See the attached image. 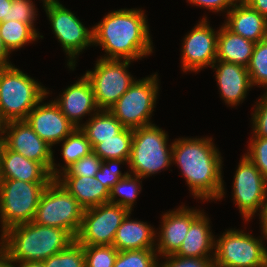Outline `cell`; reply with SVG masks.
<instances>
[{"label":"cell","instance_id":"1","mask_svg":"<svg viewBox=\"0 0 267 267\" xmlns=\"http://www.w3.org/2000/svg\"><path fill=\"white\" fill-rule=\"evenodd\" d=\"M172 163L179 166L194 198L210 201L225 195L222 157L212 138H178L172 143Z\"/></svg>","mask_w":267,"mask_h":267},{"label":"cell","instance_id":"2","mask_svg":"<svg viewBox=\"0 0 267 267\" xmlns=\"http://www.w3.org/2000/svg\"><path fill=\"white\" fill-rule=\"evenodd\" d=\"M147 16L142 9H119L94 25L93 46L105 50L103 59L132 60L153 53Z\"/></svg>","mask_w":267,"mask_h":267},{"label":"cell","instance_id":"3","mask_svg":"<svg viewBox=\"0 0 267 267\" xmlns=\"http://www.w3.org/2000/svg\"><path fill=\"white\" fill-rule=\"evenodd\" d=\"M0 237V247L11 263L42 262L75 241L67 230L42 226L33 221L12 226Z\"/></svg>","mask_w":267,"mask_h":267},{"label":"cell","instance_id":"4","mask_svg":"<svg viewBox=\"0 0 267 267\" xmlns=\"http://www.w3.org/2000/svg\"><path fill=\"white\" fill-rule=\"evenodd\" d=\"M48 94L45 86L15 65L0 67V118L4 123L25 120Z\"/></svg>","mask_w":267,"mask_h":267},{"label":"cell","instance_id":"5","mask_svg":"<svg viewBox=\"0 0 267 267\" xmlns=\"http://www.w3.org/2000/svg\"><path fill=\"white\" fill-rule=\"evenodd\" d=\"M168 134L154 123L133 129L130 174L150 177L172 165V143L167 146ZM170 146V147H169Z\"/></svg>","mask_w":267,"mask_h":267},{"label":"cell","instance_id":"6","mask_svg":"<svg viewBox=\"0 0 267 267\" xmlns=\"http://www.w3.org/2000/svg\"><path fill=\"white\" fill-rule=\"evenodd\" d=\"M49 183L0 179L1 233L12 226L33 221L41 195Z\"/></svg>","mask_w":267,"mask_h":267},{"label":"cell","instance_id":"7","mask_svg":"<svg viewBox=\"0 0 267 267\" xmlns=\"http://www.w3.org/2000/svg\"><path fill=\"white\" fill-rule=\"evenodd\" d=\"M84 208L55 178L41 195L34 223L67 230L74 238L81 226Z\"/></svg>","mask_w":267,"mask_h":267},{"label":"cell","instance_id":"8","mask_svg":"<svg viewBox=\"0 0 267 267\" xmlns=\"http://www.w3.org/2000/svg\"><path fill=\"white\" fill-rule=\"evenodd\" d=\"M157 74L135 80L130 88L109 109L125 128H139L151 125L159 83Z\"/></svg>","mask_w":267,"mask_h":267},{"label":"cell","instance_id":"9","mask_svg":"<svg viewBox=\"0 0 267 267\" xmlns=\"http://www.w3.org/2000/svg\"><path fill=\"white\" fill-rule=\"evenodd\" d=\"M215 267H264L267 247L263 237L258 239L243 230L228 229L215 238Z\"/></svg>","mask_w":267,"mask_h":267},{"label":"cell","instance_id":"10","mask_svg":"<svg viewBox=\"0 0 267 267\" xmlns=\"http://www.w3.org/2000/svg\"><path fill=\"white\" fill-rule=\"evenodd\" d=\"M43 7L52 32L69 58L67 65L74 70L77 56L87 47L93 46V28H86L75 13L64 7L59 0H44Z\"/></svg>","mask_w":267,"mask_h":267},{"label":"cell","instance_id":"11","mask_svg":"<svg viewBox=\"0 0 267 267\" xmlns=\"http://www.w3.org/2000/svg\"><path fill=\"white\" fill-rule=\"evenodd\" d=\"M93 71L84 74L91 83L99 110H109L136 79L129 73L131 60L99 58Z\"/></svg>","mask_w":267,"mask_h":267},{"label":"cell","instance_id":"12","mask_svg":"<svg viewBox=\"0 0 267 267\" xmlns=\"http://www.w3.org/2000/svg\"><path fill=\"white\" fill-rule=\"evenodd\" d=\"M129 212L110 202L85 209L75 240L81 245H112L117 229Z\"/></svg>","mask_w":267,"mask_h":267},{"label":"cell","instance_id":"13","mask_svg":"<svg viewBox=\"0 0 267 267\" xmlns=\"http://www.w3.org/2000/svg\"><path fill=\"white\" fill-rule=\"evenodd\" d=\"M232 197L243 220L250 221L260 212L267 197V179L244 154L234 175Z\"/></svg>","mask_w":267,"mask_h":267},{"label":"cell","instance_id":"14","mask_svg":"<svg viewBox=\"0 0 267 267\" xmlns=\"http://www.w3.org/2000/svg\"><path fill=\"white\" fill-rule=\"evenodd\" d=\"M218 33L219 30L214 31L205 17L185 35L181 50V66L184 72H198L214 64Z\"/></svg>","mask_w":267,"mask_h":267},{"label":"cell","instance_id":"15","mask_svg":"<svg viewBox=\"0 0 267 267\" xmlns=\"http://www.w3.org/2000/svg\"><path fill=\"white\" fill-rule=\"evenodd\" d=\"M2 135L1 142L8 149L41 163L51 174L55 161L52 146L42 140L25 120L4 123Z\"/></svg>","mask_w":267,"mask_h":267},{"label":"cell","instance_id":"16","mask_svg":"<svg viewBox=\"0 0 267 267\" xmlns=\"http://www.w3.org/2000/svg\"><path fill=\"white\" fill-rule=\"evenodd\" d=\"M44 100L43 98L29 112L25 121L42 140L54 146L63 141L76 127L53 100L48 103H44Z\"/></svg>","mask_w":267,"mask_h":267},{"label":"cell","instance_id":"17","mask_svg":"<svg viewBox=\"0 0 267 267\" xmlns=\"http://www.w3.org/2000/svg\"><path fill=\"white\" fill-rule=\"evenodd\" d=\"M182 206V207H181ZM179 208L167 211L162 215V224L156 238V252L162 258L175 254L190 228L191 223L202 213L203 210L188 208L181 205Z\"/></svg>","mask_w":267,"mask_h":267},{"label":"cell","instance_id":"18","mask_svg":"<svg viewBox=\"0 0 267 267\" xmlns=\"http://www.w3.org/2000/svg\"><path fill=\"white\" fill-rule=\"evenodd\" d=\"M61 94L59 98L53 101L76 128L82 126L80 120L82 121L84 116L89 113L88 116L90 115L91 117L99 110L91 83L84 74Z\"/></svg>","mask_w":267,"mask_h":267},{"label":"cell","instance_id":"19","mask_svg":"<svg viewBox=\"0 0 267 267\" xmlns=\"http://www.w3.org/2000/svg\"><path fill=\"white\" fill-rule=\"evenodd\" d=\"M216 71V81L225 104L237 106L244 101L252 86L247 67L216 60L211 66Z\"/></svg>","mask_w":267,"mask_h":267},{"label":"cell","instance_id":"20","mask_svg":"<svg viewBox=\"0 0 267 267\" xmlns=\"http://www.w3.org/2000/svg\"><path fill=\"white\" fill-rule=\"evenodd\" d=\"M0 179L22 180L24 182H51L54 178L39 162L0 144Z\"/></svg>","mask_w":267,"mask_h":267},{"label":"cell","instance_id":"21","mask_svg":"<svg viewBox=\"0 0 267 267\" xmlns=\"http://www.w3.org/2000/svg\"><path fill=\"white\" fill-rule=\"evenodd\" d=\"M226 18L223 25L234 34L254 43L267 38V19L243 0L236 2Z\"/></svg>","mask_w":267,"mask_h":267},{"label":"cell","instance_id":"22","mask_svg":"<svg viewBox=\"0 0 267 267\" xmlns=\"http://www.w3.org/2000/svg\"><path fill=\"white\" fill-rule=\"evenodd\" d=\"M129 212L117 229L113 246L118 251L155 249L157 230L147 222L130 219Z\"/></svg>","mask_w":267,"mask_h":267},{"label":"cell","instance_id":"23","mask_svg":"<svg viewBox=\"0 0 267 267\" xmlns=\"http://www.w3.org/2000/svg\"><path fill=\"white\" fill-rule=\"evenodd\" d=\"M209 221L203 211L191 223L181 247L174 255L191 258H214L215 238L212 231H210L211 225Z\"/></svg>","mask_w":267,"mask_h":267},{"label":"cell","instance_id":"24","mask_svg":"<svg viewBox=\"0 0 267 267\" xmlns=\"http://www.w3.org/2000/svg\"><path fill=\"white\" fill-rule=\"evenodd\" d=\"M55 179L77 199L84 210L109 202L110 190L95 176H57Z\"/></svg>","mask_w":267,"mask_h":267},{"label":"cell","instance_id":"25","mask_svg":"<svg viewBox=\"0 0 267 267\" xmlns=\"http://www.w3.org/2000/svg\"><path fill=\"white\" fill-rule=\"evenodd\" d=\"M255 43L234 34L224 25L221 26L217 38L216 60L248 66Z\"/></svg>","mask_w":267,"mask_h":267},{"label":"cell","instance_id":"26","mask_svg":"<svg viewBox=\"0 0 267 267\" xmlns=\"http://www.w3.org/2000/svg\"><path fill=\"white\" fill-rule=\"evenodd\" d=\"M80 129L90 141L92 149L103 140L120 134L125 127L109 110H98Z\"/></svg>","mask_w":267,"mask_h":267},{"label":"cell","instance_id":"27","mask_svg":"<svg viewBox=\"0 0 267 267\" xmlns=\"http://www.w3.org/2000/svg\"><path fill=\"white\" fill-rule=\"evenodd\" d=\"M61 155L64 159V166L58 169L54 162L51 166V176L56 178L71 164L88 155L93 151L90 141L80 128H75L63 141Z\"/></svg>","mask_w":267,"mask_h":267},{"label":"cell","instance_id":"28","mask_svg":"<svg viewBox=\"0 0 267 267\" xmlns=\"http://www.w3.org/2000/svg\"><path fill=\"white\" fill-rule=\"evenodd\" d=\"M0 36L4 46L10 53L22 48L27 43L43 38L29 24L19 21L0 22Z\"/></svg>","mask_w":267,"mask_h":267},{"label":"cell","instance_id":"29","mask_svg":"<svg viewBox=\"0 0 267 267\" xmlns=\"http://www.w3.org/2000/svg\"><path fill=\"white\" fill-rule=\"evenodd\" d=\"M133 141V129L125 128L117 136L103 140L93 148L102 161L122 159L129 162Z\"/></svg>","mask_w":267,"mask_h":267},{"label":"cell","instance_id":"30","mask_svg":"<svg viewBox=\"0 0 267 267\" xmlns=\"http://www.w3.org/2000/svg\"><path fill=\"white\" fill-rule=\"evenodd\" d=\"M141 180V181H140ZM141 177L130 173L119 180L110 190L109 202L119 204L132 212V206L142 190ZM120 197V198H118Z\"/></svg>","mask_w":267,"mask_h":267},{"label":"cell","instance_id":"31","mask_svg":"<svg viewBox=\"0 0 267 267\" xmlns=\"http://www.w3.org/2000/svg\"><path fill=\"white\" fill-rule=\"evenodd\" d=\"M247 70L252 86L258 85L267 89V38L255 43Z\"/></svg>","mask_w":267,"mask_h":267},{"label":"cell","instance_id":"32","mask_svg":"<svg viewBox=\"0 0 267 267\" xmlns=\"http://www.w3.org/2000/svg\"><path fill=\"white\" fill-rule=\"evenodd\" d=\"M155 249L118 251L113 267H158Z\"/></svg>","mask_w":267,"mask_h":267},{"label":"cell","instance_id":"33","mask_svg":"<svg viewBox=\"0 0 267 267\" xmlns=\"http://www.w3.org/2000/svg\"><path fill=\"white\" fill-rule=\"evenodd\" d=\"M42 263L44 267H86L83 245L75 240Z\"/></svg>","mask_w":267,"mask_h":267},{"label":"cell","instance_id":"34","mask_svg":"<svg viewBox=\"0 0 267 267\" xmlns=\"http://www.w3.org/2000/svg\"><path fill=\"white\" fill-rule=\"evenodd\" d=\"M86 267H113L118 250L113 245H83Z\"/></svg>","mask_w":267,"mask_h":267},{"label":"cell","instance_id":"35","mask_svg":"<svg viewBox=\"0 0 267 267\" xmlns=\"http://www.w3.org/2000/svg\"><path fill=\"white\" fill-rule=\"evenodd\" d=\"M101 163V158L92 151L88 155L71 164L58 176L92 177L95 176L100 169Z\"/></svg>","mask_w":267,"mask_h":267},{"label":"cell","instance_id":"36","mask_svg":"<svg viewBox=\"0 0 267 267\" xmlns=\"http://www.w3.org/2000/svg\"><path fill=\"white\" fill-rule=\"evenodd\" d=\"M124 162L128 165V161L122 159L102 161L100 169L95 174V178L111 190L121 178L126 177L130 173L129 171L121 173L120 165L124 164Z\"/></svg>","mask_w":267,"mask_h":267},{"label":"cell","instance_id":"37","mask_svg":"<svg viewBox=\"0 0 267 267\" xmlns=\"http://www.w3.org/2000/svg\"><path fill=\"white\" fill-rule=\"evenodd\" d=\"M35 4L32 0H13L11 4V9L9 12V21H19L25 24H29L34 30V21L36 20V10Z\"/></svg>","mask_w":267,"mask_h":267},{"label":"cell","instance_id":"38","mask_svg":"<svg viewBox=\"0 0 267 267\" xmlns=\"http://www.w3.org/2000/svg\"><path fill=\"white\" fill-rule=\"evenodd\" d=\"M245 154L267 179V138L252 136Z\"/></svg>","mask_w":267,"mask_h":267},{"label":"cell","instance_id":"39","mask_svg":"<svg viewBox=\"0 0 267 267\" xmlns=\"http://www.w3.org/2000/svg\"><path fill=\"white\" fill-rule=\"evenodd\" d=\"M255 103L254 113L251 114L253 134L255 137L267 138V91Z\"/></svg>","mask_w":267,"mask_h":267},{"label":"cell","instance_id":"40","mask_svg":"<svg viewBox=\"0 0 267 267\" xmlns=\"http://www.w3.org/2000/svg\"><path fill=\"white\" fill-rule=\"evenodd\" d=\"M165 262L158 267H215L213 258L180 257L174 254L163 257Z\"/></svg>","mask_w":267,"mask_h":267},{"label":"cell","instance_id":"41","mask_svg":"<svg viewBox=\"0 0 267 267\" xmlns=\"http://www.w3.org/2000/svg\"><path fill=\"white\" fill-rule=\"evenodd\" d=\"M237 1L238 0H188L190 4L206 8L212 12H224L226 10V13Z\"/></svg>","mask_w":267,"mask_h":267},{"label":"cell","instance_id":"42","mask_svg":"<svg viewBox=\"0 0 267 267\" xmlns=\"http://www.w3.org/2000/svg\"><path fill=\"white\" fill-rule=\"evenodd\" d=\"M267 19V0H243Z\"/></svg>","mask_w":267,"mask_h":267},{"label":"cell","instance_id":"43","mask_svg":"<svg viewBox=\"0 0 267 267\" xmlns=\"http://www.w3.org/2000/svg\"><path fill=\"white\" fill-rule=\"evenodd\" d=\"M258 215H259L260 223L262 224L261 234H263V238H265L264 240H267V197L265 201L263 202V205L260 210V214Z\"/></svg>","mask_w":267,"mask_h":267},{"label":"cell","instance_id":"44","mask_svg":"<svg viewBox=\"0 0 267 267\" xmlns=\"http://www.w3.org/2000/svg\"><path fill=\"white\" fill-rule=\"evenodd\" d=\"M13 0H0V22L9 21V12Z\"/></svg>","mask_w":267,"mask_h":267},{"label":"cell","instance_id":"45","mask_svg":"<svg viewBox=\"0 0 267 267\" xmlns=\"http://www.w3.org/2000/svg\"><path fill=\"white\" fill-rule=\"evenodd\" d=\"M11 53L7 50V48L4 46L2 38L0 36V67H6L9 65H12L11 62H9V55Z\"/></svg>","mask_w":267,"mask_h":267},{"label":"cell","instance_id":"46","mask_svg":"<svg viewBox=\"0 0 267 267\" xmlns=\"http://www.w3.org/2000/svg\"><path fill=\"white\" fill-rule=\"evenodd\" d=\"M0 267H12L6 252L0 247Z\"/></svg>","mask_w":267,"mask_h":267},{"label":"cell","instance_id":"47","mask_svg":"<svg viewBox=\"0 0 267 267\" xmlns=\"http://www.w3.org/2000/svg\"><path fill=\"white\" fill-rule=\"evenodd\" d=\"M18 264L17 263H12V267H44L42 262H37V261H34V262H19Z\"/></svg>","mask_w":267,"mask_h":267},{"label":"cell","instance_id":"48","mask_svg":"<svg viewBox=\"0 0 267 267\" xmlns=\"http://www.w3.org/2000/svg\"><path fill=\"white\" fill-rule=\"evenodd\" d=\"M3 129H4V122L0 118V141L2 138Z\"/></svg>","mask_w":267,"mask_h":267}]
</instances>
